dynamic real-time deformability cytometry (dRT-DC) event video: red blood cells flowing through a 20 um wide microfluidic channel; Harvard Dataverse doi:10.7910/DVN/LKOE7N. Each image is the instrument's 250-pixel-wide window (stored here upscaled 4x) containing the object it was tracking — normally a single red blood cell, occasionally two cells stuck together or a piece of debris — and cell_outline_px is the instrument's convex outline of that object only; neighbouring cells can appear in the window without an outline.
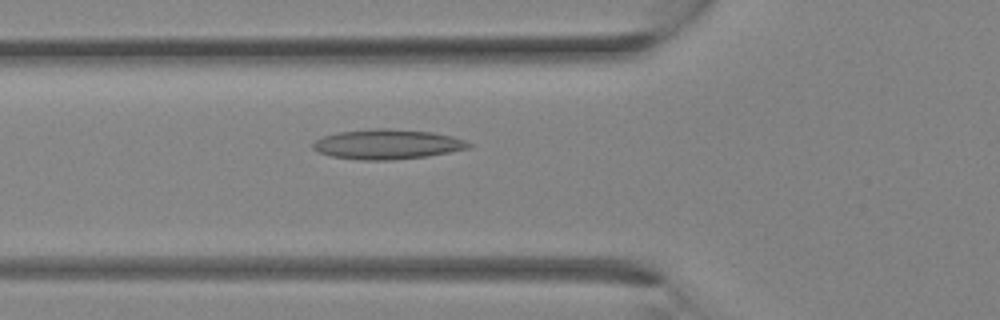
{"species": "Egyptian fruit bat (a non-hibernating species)", "species_latin": "Rousettus aegyptiacus", "temperature_condition": "room temperature", "stored_images_in_passage": 19, "camera_frame_rate_fps": 3000, "um_per_image_px": 0.085, "animal": {"sex": "female"}, "frame": {"image": 1, "passage_image": 11, "time_ms": 3.333, "image_size_px": [1000, 320], "cell_outline_px": [[476, 144], [472, 148], [428, 156], [392, 160], [364, 160], [332, 156], [320, 152], [312, 148], [312, 144], [316, 140], [324, 136], [340, 132], [376, 128], [388, 128], [432, 132], [452, 136]], "centroid_in_image_um": [33.0, 12.26], "position_along_channel_um": 92.8, "area_um2": 27.11}}
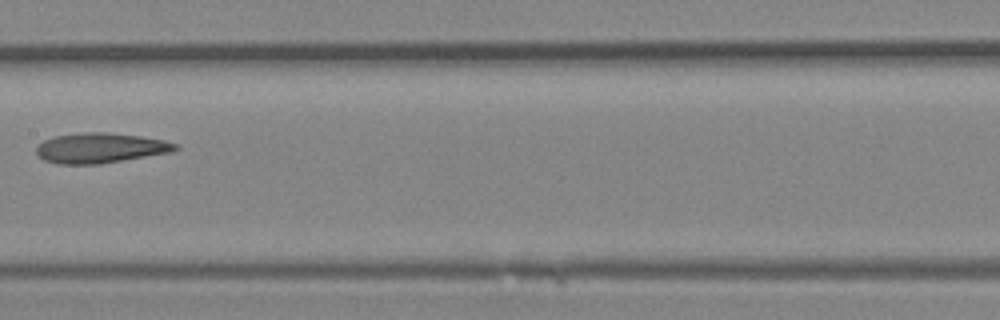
{"frame": {"image": 2, "passage_image": 16, "time_ms": 5.0, "image_size_px": [1000, 320], "cell_outline_px": [[180, 148], [172, 152], [100, 164], [56, 164], [44, 160], [36, 152], [36, 148], [44, 140], [52, 136], [84, 132], [108, 132], [140, 136], [164, 140], [176, 144]], "centroid_in_image_um": [8.53, 12.58], "position_along_channel_um": 198.9, "area_um2": 24.45}}
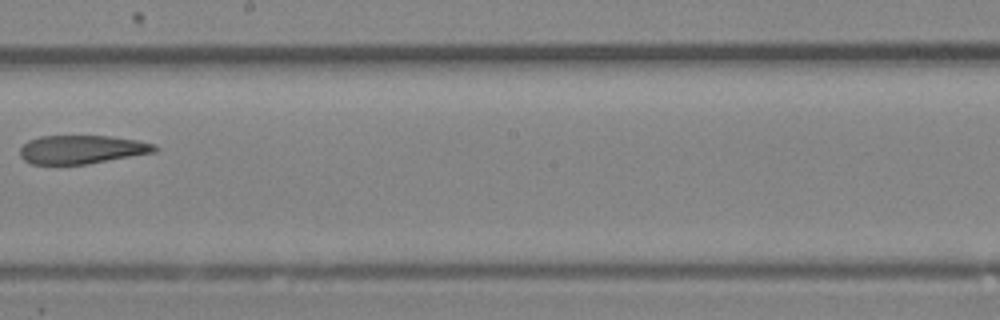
{"frame": {"image": 3, "passage_image": 18, "time_ms": 5.667, "image_size_px": [1000, 320], "cell_outline_px": [[160, 148], [156, 152], [88, 164], [32, 164], [24, 160], [20, 156], [20, 148], [28, 140], [40, 136], [112, 136], [136, 140], [156, 144]], "centroid_in_image_um": [6.98, 12.7], "position_along_channel_um": 241.2, "area_um2": 22.54}}